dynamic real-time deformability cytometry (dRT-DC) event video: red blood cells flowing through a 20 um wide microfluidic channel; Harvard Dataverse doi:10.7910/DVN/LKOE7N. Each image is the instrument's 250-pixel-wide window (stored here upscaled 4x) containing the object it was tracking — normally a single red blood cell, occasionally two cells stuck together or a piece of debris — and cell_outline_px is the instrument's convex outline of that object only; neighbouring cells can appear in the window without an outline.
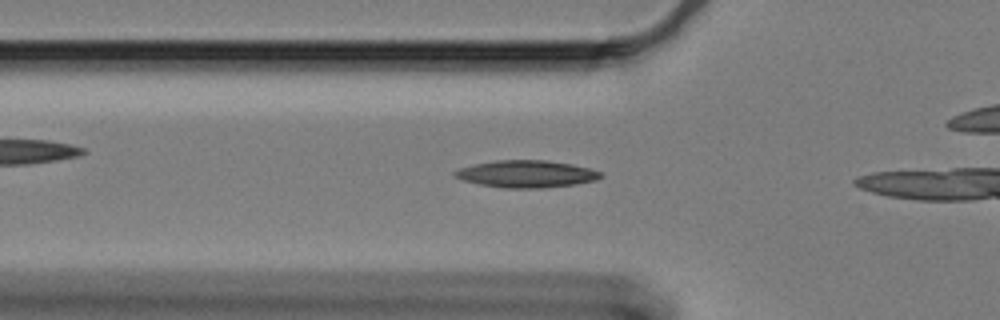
{"species": "Egyptian fruit bat (a non-hibernating species)", "species_latin": "Rousettus aegyptiacus", "temperature_condition": "cold", "stored_images_in_passage": 11, "camera_frame_rate_fps": 3000, "um_per_image_px": 0.085, "animal": {"sex": "female"}, "frame": {"image": 1, "passage_image": 5, "time_ms": 1.333, "image_size_px": [1000, 320], "cell_outline_px": [[604, 176], [596, 180], [576, 184], [544, 188], [500, 188], [480, 184], [464, 180], [456, 176], [452, 172], [460, 168], [476, 164], [496, 160], [544, 160], [572, 164], [588, 168], [600, 172]], "centroid_in_image_um": [44.77, 14.79], "position_along_channel_um": 81.0, "area_um2": 22.95}}
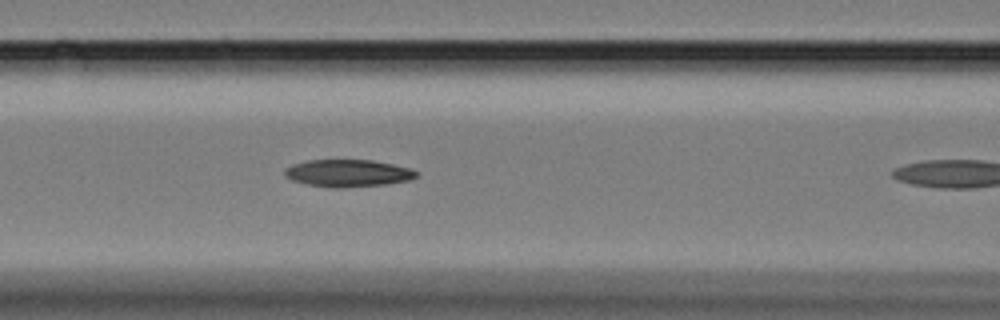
{"frame": {"image": 2, "passage_image": 10, "time_ms": 3.0, "image_size_px": [1000, 320], "cell_outline_px": [[420, 172], [416, 176], [408, 180], [384, 184], [340, 188], [336, 188], [308, 184], [292, 180], [284, 176], [284, 172], [292, 164], [308, 160], [372, 160], [412, 168]], "centroid_in_image_um": [29.59, 14.71], "position_along_channel_um": 137.0, "area_um2": 20.75}}